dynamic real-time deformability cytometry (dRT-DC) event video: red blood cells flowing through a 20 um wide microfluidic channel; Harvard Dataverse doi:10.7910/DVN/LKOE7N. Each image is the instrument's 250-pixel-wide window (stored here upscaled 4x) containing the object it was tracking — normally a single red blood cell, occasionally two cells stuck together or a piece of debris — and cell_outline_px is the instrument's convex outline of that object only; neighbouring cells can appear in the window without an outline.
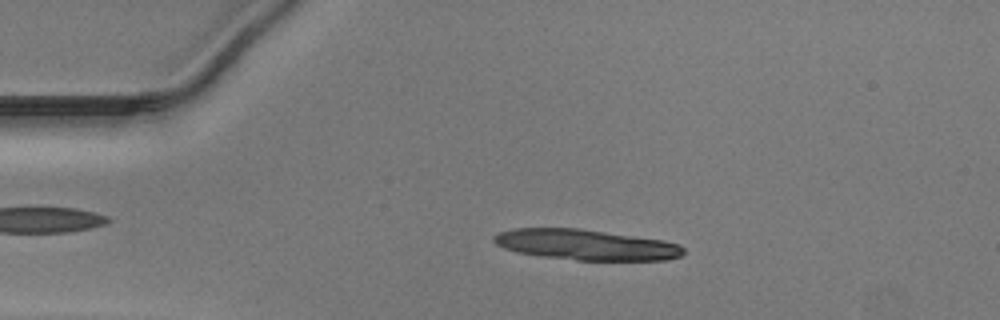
{"species": "Egyptian fruit bat (a non-hibernating species)", "species_latin": "Rousettus aegyptiacus", "temperature_condition": "warm", "stored_images_in_passage": 41, "segment_of_instrument_passage": [1, 2], "camera_frame_rate_fps": 3000, "um_per_image_px": 0.085, "animal": {"sex": "male"}, "frame": {"image": 1, "passage_image": 2, "time_ms": 0.333, "image_size_px": [1000, 320], "cell_outline_px": [[684, 252], [680, 256], [664, 260], [576, 260], [544, 256], [516, 252], [504, 248], [496, 244], [492, 240], [492, 236], [500, 232], [516, 228], [580, 228], [664, 240], [680, 244], [684, 248]], "centroid_in_image_um": [49.8, 20.79], "position_along_channel_um": 35.2, "area_um2": 33.76}}